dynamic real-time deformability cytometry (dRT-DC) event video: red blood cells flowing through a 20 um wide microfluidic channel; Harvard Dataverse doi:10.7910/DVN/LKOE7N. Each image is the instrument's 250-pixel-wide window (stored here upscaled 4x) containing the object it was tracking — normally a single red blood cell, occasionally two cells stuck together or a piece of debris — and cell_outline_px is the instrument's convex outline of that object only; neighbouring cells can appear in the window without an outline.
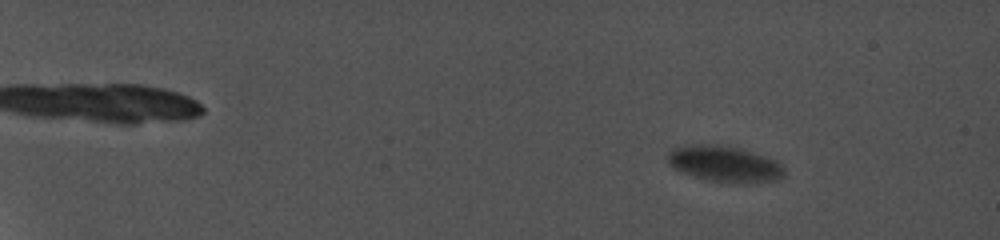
{"species": "common noctule bat (a hibernating species)", "species_latin": "Nyctalus noctula", "temperature_condition": "cold", "stored_images_in_passage": 104, "camera_frame_rate_fps": 5000, "um_per_image_px": 0.085, "animal": {"sex": "female", "body_mass_g": 19.0, "forearm_length_mm": 56.7}, "frame": {"image": 1, "passage_image": 19, "time_ms": 3.6, "image_size_px": [1000, 240], "cell_outline_px": [[784, 176], [780, 180], [744, 184], [728, 184], [708, 180], [692, 176], [680, 172], [672, 168], [668, 164], [668, 152], [672, 148], [692, 144], [716, 144], [740, 148], [776, 160], [784, 168]], "centroid_in_image_um": [61.58, 13.96], "position_along_channel_um": 23.4, "area_um2": 25.09}}
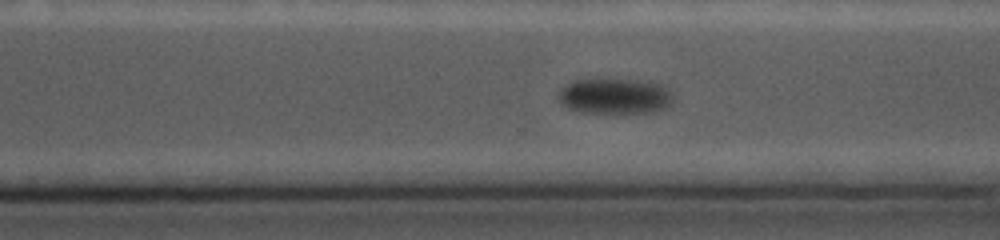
{"frame": {"image": 2, "passage_image": 88, "time_ms": 17.4, "image_size_px": [1000, 240], "cell_outline_px": [[672, 104], [656, 112], [580, 112], [568, 108], [560, 100], [560, 88], [572, 80], [648, 80], [660, 84], [668, 88], [672, 92]], "centroid_in_image_um": [52.31, 8.16], "position_along_channel_um": 318.3, "area_um2": 23.64}}
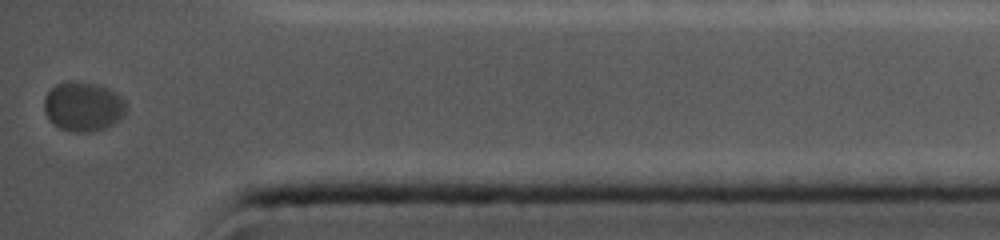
{"frame": {"image": 3, "passage_image": 104, "time_ms": 20.6, "image_size_px": [1000, 240], "cell_outline_px": [[128, 108], [112, 124], [104, 128], [92, 132], [76, 132], [60, 128], [44, 112], [44, 96], [56, 84], [68, 80], [96, 84], [108, 88], [116, 92], [128, 104]], "centroid_in_image_um": [7.07, 9.03], "position_along_channel_um": 428.1, "area_um2": 23.47}, "authors_computed_cell_mechanics": {"area_um2": 24.854, "velocity_mm_per_s": 3.5597, "shape_relaxation_time_tau1_ms": 1.5154, "shape_relaxation_time_tau2_ms": null, "deformation_change_tau1": 0.0292, "deformation_change_tau2": null}}